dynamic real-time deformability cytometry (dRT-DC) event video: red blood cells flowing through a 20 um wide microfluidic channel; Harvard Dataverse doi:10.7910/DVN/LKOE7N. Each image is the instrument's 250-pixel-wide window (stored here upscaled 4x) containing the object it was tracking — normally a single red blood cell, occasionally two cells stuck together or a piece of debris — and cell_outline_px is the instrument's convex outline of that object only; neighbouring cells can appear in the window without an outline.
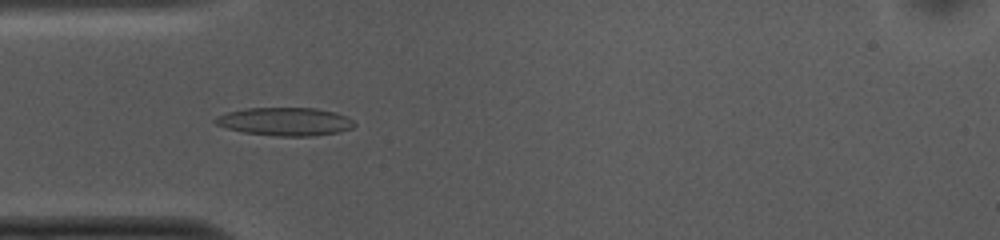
{"species": "common noctule bat (a hibernating species)", "species_latin": "Nyctalus noctula", "temperature_condition": "cold", "stored_images_in_passage": 52, "camera_frame_rate_fps": 3000, "um_per_image_px": 0.085, "animal": {"sex": "female", "body_mass_g": 10.0, "forearm_length_mm": 53.1}, "frame": {"image": 1, "passage_image": 14, "time_ms": 4.333, "image_size_px": [1000, 240], "cell_outline_px": [[356, 124], [352, 128], [340, 132], [312, 136], [276, 136], [244, 132], [228, 128], [216, 124], [212, 120], [216, 116], [228, 112], [248, 108], [316, 108], [332, 112], [344, 116], [352, 120]], "centroid_in_image_um": [24.22, 10.34], "position_along_channel_um": 60.8, "area_um2": 22.66}}
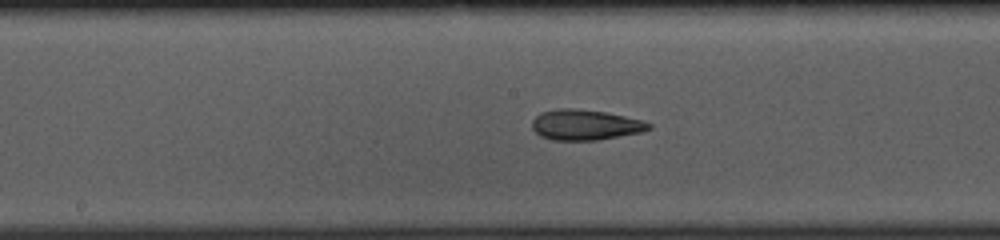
{"frame": {"image": 2, "passage_image": 25, "time_ms": 8.0, "image_size_px": [1000, 240], "cell_outline_px": [[652, 128], [640, 132], [600, 140], [552, 140], [540, 136], [532, 128], [532, 120], [540, 112], [556, 108], [576, 108], [604, 112], [644, 120], [652, 124]], "centroid_in_image_um": [49.73, 10.61], "position_along_channel_um": 198.5, "area_um2": 20.87}}
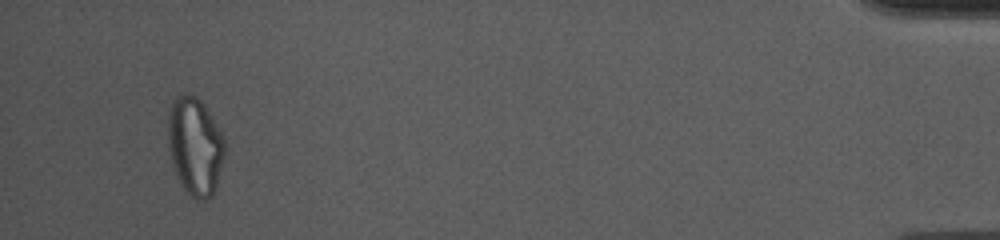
{"frame": {"image": 3, "passage_image": 49, "time_ms": 16.0, "image_size_px": [1000, 240], "cell_outline_px": [[224, 156], [216, 188], [212, 196], [208, 200], [196, 200], [184, 188], [176, 176], [172, 164], [168, 148], [168, 112], [172, 100], [176, 96], [196, 96], [204, 104], [224, 136]], "centroid_in_image_um": [16.57, 12.44], "position_along_channel_um": 418.6, "area_um2": 32.43}, "authors_computed_cell_mechanics": {"area_um2": 21.4727, "velocity_mm_per_s": 3.7468, "shape_relaxation_time_tau1_ms": 5.9999, "shape_relaxation_time_tau2_ms": 2.9221, "deformation_change_tau1": 0.1912, "deformation_change_tau2": 0.1234}}